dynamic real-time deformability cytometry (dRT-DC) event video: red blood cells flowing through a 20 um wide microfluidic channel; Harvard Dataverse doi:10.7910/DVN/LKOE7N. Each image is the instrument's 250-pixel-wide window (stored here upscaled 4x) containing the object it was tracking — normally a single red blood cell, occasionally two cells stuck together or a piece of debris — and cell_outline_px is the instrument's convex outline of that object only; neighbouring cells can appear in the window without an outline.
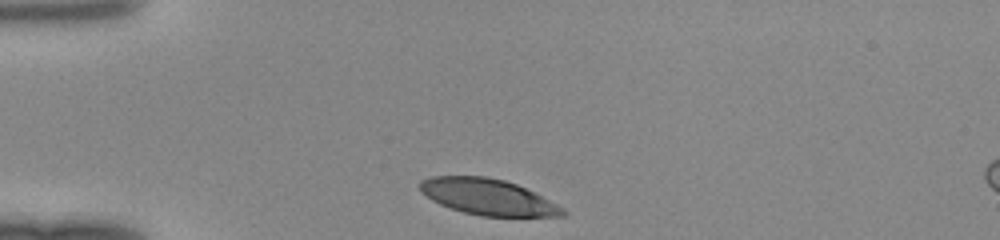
{"species": "human", "species_latin": "Homo sapiens", "temperature_condition": "room temperature", "stored_images_in_passage": 28, "camera_frame_rate_fps": 3000, "um_per_image_px": 0.085, "donor": {"sex": "female"}, "frame": {"image": 1, "passage_image": 1, "time_ms": 0.0, "image_size_px": [1000, 240], "cell_outline_px": [[568, 212], [564, 216], [480, 216], [464, 212], [440, 204], [432, 200], [420, 192], [416, 184], [420, 180], [432, 176], [484, 176], [504, 180], [516, 184], [556, 204]], "centroid_in_image_um": [41.39, 16.73], "position_along_channel_um": 43.6, "area_um2": 29.77}}
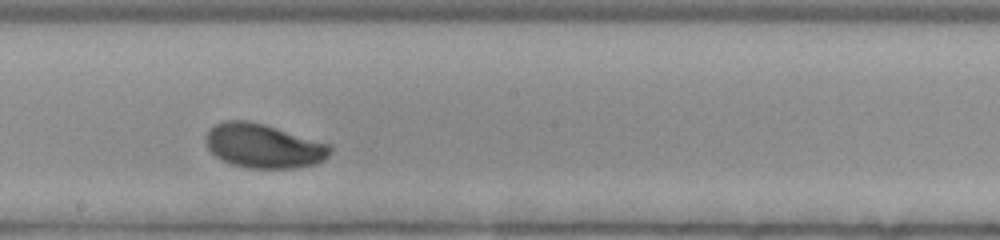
{"frame": {"image": 2, "passage_image": 16, "time_ms": 5.0, "image_size_px": [1000, 240], "cell_outline_px": [[332, 152], [324, 160], [316, 164], [292, 168], [248, 168], [232, 164], [216, 156], [208, 148], [204, 140], [212, 124], [224, 120], [248, 120], [264, 124], [332, 144]], "centroid_in_image_um": [22.42, 12.39], "position_along_channel_um": 225.8, "area_um2": 32.25}}
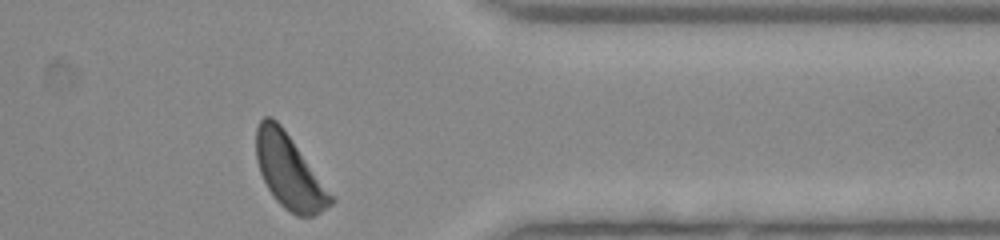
{"frame": {"image": 3, "passage_image": 28, "time_ms": 9.0, "image_size_px": [1000, 240], "cell_outline_px": [[336, 200], [332, 204], [320, 212], [312, 216], [296, 216], [284, 208], [276, 200], [268, 188], [260, 172], [256, 160], [256, 128], [260, 120], [264, 116], [272, 116], [280, 124]], "centroid_in_image_um": [24.56, 14.59], "position_along_channel_um": 386.8, "area_um2": 31.62}}